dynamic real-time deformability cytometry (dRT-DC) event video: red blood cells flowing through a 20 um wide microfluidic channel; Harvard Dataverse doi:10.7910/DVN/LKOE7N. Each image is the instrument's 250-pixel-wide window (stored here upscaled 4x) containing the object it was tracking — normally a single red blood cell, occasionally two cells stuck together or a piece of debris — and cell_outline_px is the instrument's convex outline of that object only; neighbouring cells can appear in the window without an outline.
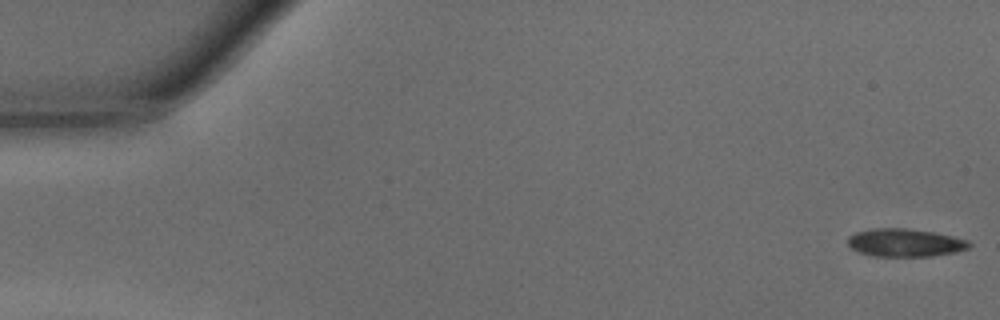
{"species": "common noctule bat (a hibernating species)", "species_latin": "Nyctalus noctula", "temperature_condition": "warm", "stored_images_in_passage": 46, "camera_frame_rate_fps": 3000, "um_per_image_px": 0.085, "animal": {"sex": "male", "body_mass_g": 15.6}, "frame": {"image": 1, "passage_image": 1, "time_ms": 0.0, "image_size_px": [1000, 320], "cell_outline_px": [[972, 244], [968, 248], [956, 252], [932, 256], [872, 256], [860, 252], [852, 248], [848, 244], [848, 236], [856, 232], [872, 228], [904, 228], [932, 232], [952, 236], [968, 240]], "centroid_in_image_um": [76.92, 20.63], "position_along_channel_um": 8.1, "area_um2": 19.71}}
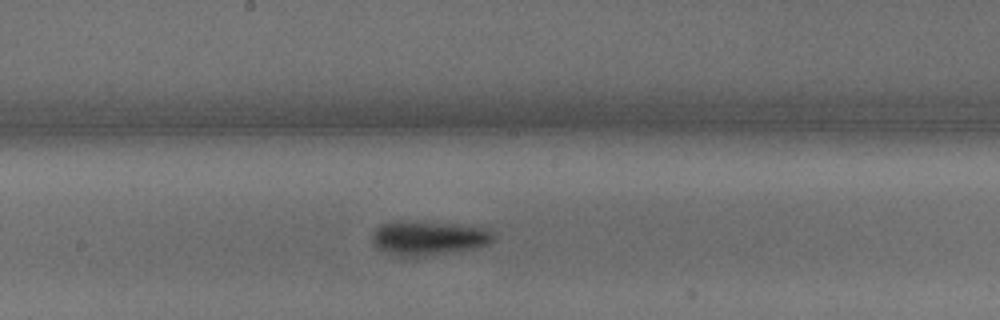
{"frame": {"image": 2, "passage_image": 25, "time_ms": 8.0, "image_size_px": [1000, 320], "cell_outline_px": [[496, 240], [488, 244], [472, 248], [420, 256], [392, 256], [380, 252], [372, 244], [372, 232], [380, 224], [396, 220], [416, 220], [496, 228]], "centroid_in_image_um": [36.42, 20.19], "position_along_channel_um": 211.8, "area_um2": 25.14}}
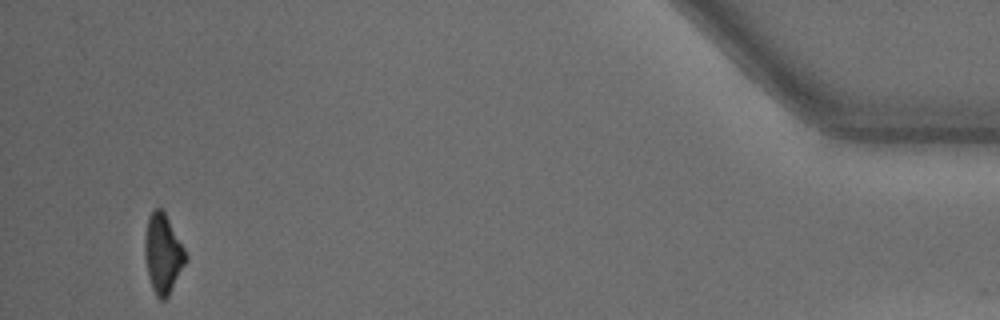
{"frame": {"image": 3, "passage_image": 45, "time_ms": 14.667, "image_size_px": [1000, 320], "cell_outline_px": [[188, 260], [168, 296], [164, 300], [160, 300], [156, 296], [152, 288], [148, 276], [144, 256], [144, 240], [148, 216], [156, 208], [160, 208], [164, 212], [184, 248], [188, 256]], "centroid_in_image_um": [13.84, 21.6], "position_along_channel_um": 421.4, "area_um2": 18.9}}